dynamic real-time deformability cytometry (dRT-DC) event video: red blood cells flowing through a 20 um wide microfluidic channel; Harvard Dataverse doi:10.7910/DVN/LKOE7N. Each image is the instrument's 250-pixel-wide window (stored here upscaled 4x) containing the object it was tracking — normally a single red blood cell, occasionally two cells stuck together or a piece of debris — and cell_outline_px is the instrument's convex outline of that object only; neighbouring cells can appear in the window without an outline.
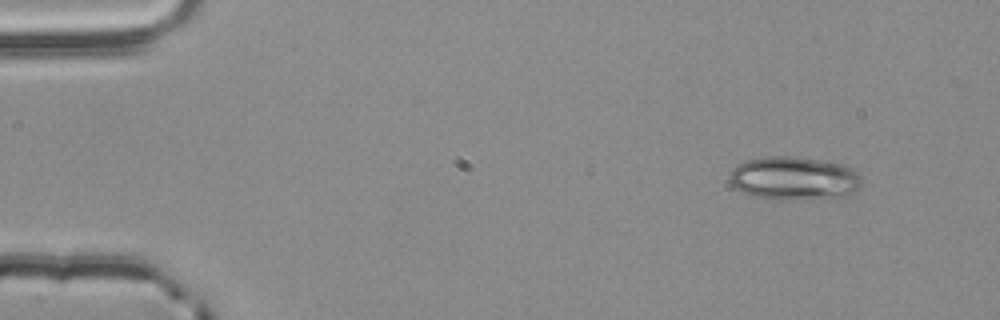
{"species": "common noctule bat (a hibernating species)", "species_latin": "Nyctalus noctula", "temperature_condition": "room temperature", "stored_images_in_passage": 50, "camera_frame_rate_fps": 3000, "um_per_image_px": 0.085, "animal": {"sex": "male", "body_mass_g": 20.4}, "frame": {"image": 1, "passage_image": 1, "time_ms": 0.0, "image_size_px": [1000, 320], "cell_outline_px": [[860, 188], [844, 196], [796, 200], [752, 196], [740, 192], [728, 180], [728, 176], [732, 168], [736, 164], [744, 160], [764, 156], [792, 156], [820, 160], [844, 164], [852, 168], [860, 176]], "centroid_in_image_um": [67.44, 15.14], "position_along_channel_um": 17.6, "area_um2": 33.64}}
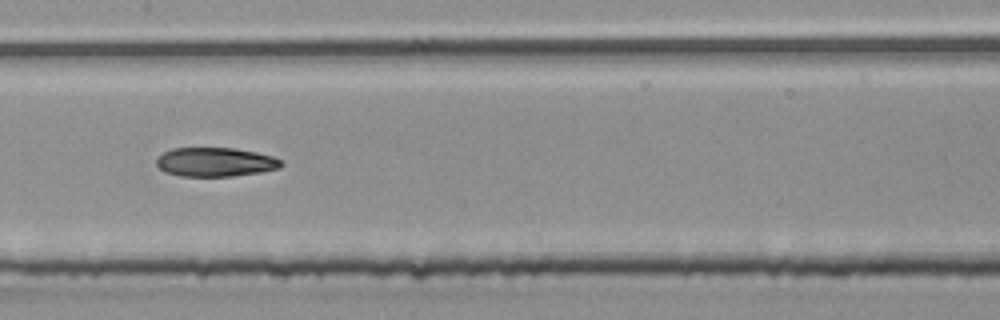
{"frame": {"image": 2, "passage_image": 23, "time_ms": 7.333, "image_size_px": [1000, 320], "cell_outline_px": [[284, 164], [280, 168], [260, 172], [232, 176], [180, 176], [164, 172], [156, 164], [156, 160], [164, 152], [172, 148], [236, 148], [256, 152], [272, 156], [280, 160]], "centroid_in_image_um": [18.31, 13.77], "position_along_channel_um": 189.1, "area_um2": 21.1}}
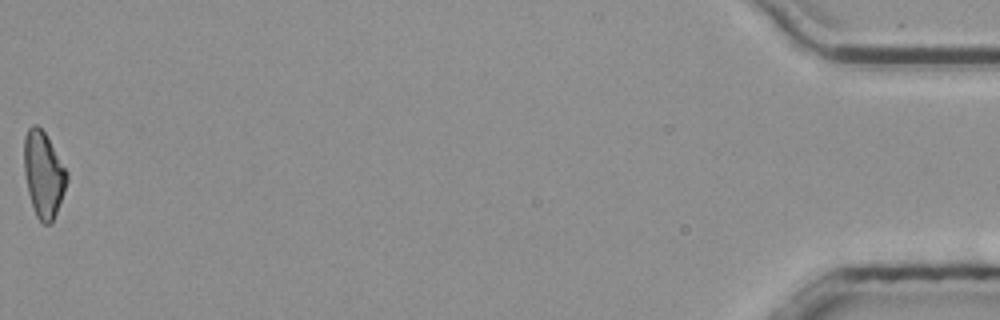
{"frame": {"image": 3, "passage_image": 50, "time_ms": 16.333, "image_size_px": [1000, 320], "cell_outline_px": [[68, 180], [56, 212], [52, 220], [48, 224], [44, 224], [36, 216], [28, 192], [24, 172], [24, 136], [28, 128], [32, 124], [36, 124], [44, 132], [68, 172]], "centroid_in_image_um": [3.68, 14.79], "position_along_channel_um": 431.5, "area_um2": 21.1}, "authors_computed_cell_mechanics": {"area_um2": 21.7906, "velocity_mm_per_s": 3.8702, "shape_relaxation_time_tau1_ms": null, "shape_relaxation_time_tau2_ms": 8.769, "deformation_change_tau1": null, "deformation_change_tau2": 0.1793}}